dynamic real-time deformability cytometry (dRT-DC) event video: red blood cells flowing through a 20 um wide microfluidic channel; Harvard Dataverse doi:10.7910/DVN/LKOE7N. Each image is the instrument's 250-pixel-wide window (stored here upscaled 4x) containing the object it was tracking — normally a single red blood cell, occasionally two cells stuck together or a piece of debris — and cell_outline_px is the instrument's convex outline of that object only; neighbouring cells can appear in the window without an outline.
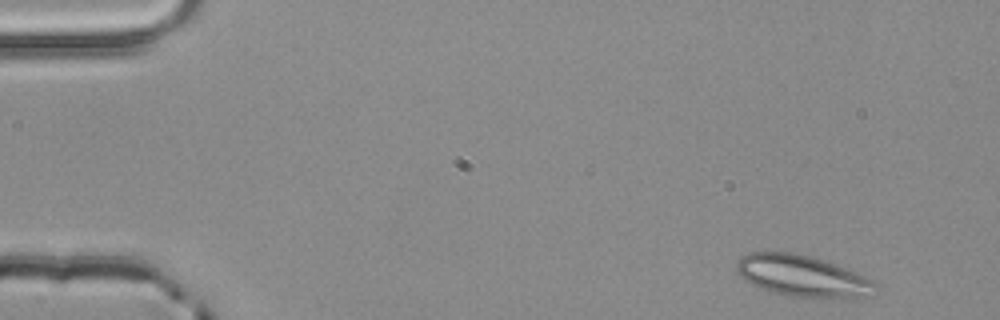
{"species": "common noctule bat (a hibernating species)", "species_latin": "Nyctalus noctula", "temperature_condition": "room temperature", "stored_images_in_passage": 2, "segment_of_instrument_passage": [2, 2], "camera_frame_rate_fps": 3000, "um_per_image_px": 0.085, "animal": {"sex": "male", "body_mass_g": 20.4}, "frame": {"image": 1, "passage_image": 2, "time_ms": 0.333, "image_size_px": [1000, 320], "cell_outline_px": [[880, 284], [872, 296], [788, 296], [772, 292], [760, 288], [744, 280], [740, 276], [736, 268], [736, 260], [740, 256], [748, 252], [796, 252], [812, 256], [824, 260], [864, 276]], "centroid_in_image_um": [68.15, 23.42], "position_along_channel_um": 16.9, "area_um2": 33.18}}